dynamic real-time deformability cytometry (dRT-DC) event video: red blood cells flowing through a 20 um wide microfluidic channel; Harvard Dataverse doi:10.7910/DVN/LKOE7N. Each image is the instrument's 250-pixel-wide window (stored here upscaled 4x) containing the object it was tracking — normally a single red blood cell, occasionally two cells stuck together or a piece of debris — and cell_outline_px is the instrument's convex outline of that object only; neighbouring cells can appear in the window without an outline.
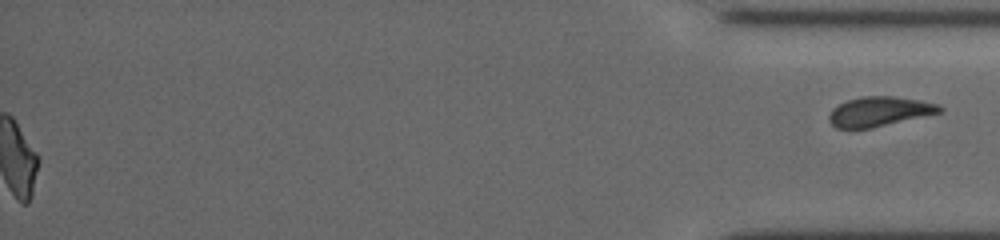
{"species": "common noctule bat (a hibernating species)", "species_latin": "Nyctalus noctula", "temperature_condition": "cold", "stored_images_in_passage": 51, "segment_of_instrument_passage": [2, 2], "camera_frame_rate_fps": 3000, "um_per_image_px": 0.085, "animal": {"sex": "female", "body_mass_g": 19.5, "forearm_length_mm": 54.1}, "frame": {"image": 1, "passage_image": 51, "time_ms": 16.667, "image_size_px": [1000, 240], "cell_outline_px": [[944, 108], [940, 112], [872, 128], [836, 128], [828, 120], [828, 116], [832, 108], [848, 100], [864, 96], [892, 96], [940, 104]], "centroid_in_image_um": [74.72, 9.48], "position_along_channel_um": 360.5, "area_um2": 18.84}}